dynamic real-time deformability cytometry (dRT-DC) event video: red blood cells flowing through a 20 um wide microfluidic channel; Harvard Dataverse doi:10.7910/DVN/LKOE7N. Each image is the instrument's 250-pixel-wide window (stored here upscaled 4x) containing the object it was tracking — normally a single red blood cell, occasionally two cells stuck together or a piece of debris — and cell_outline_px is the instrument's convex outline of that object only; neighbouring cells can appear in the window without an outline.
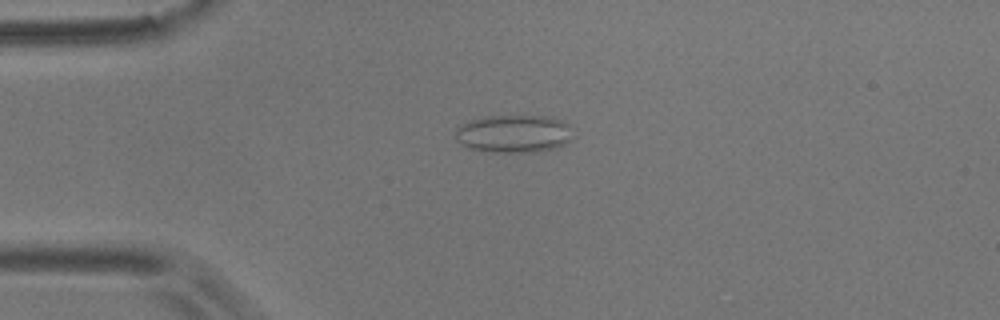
{"species": "common noctule bat (a hibernating species)", "species_latin": "Nyctalus noctula", "temperature_condition": "room temperature", "stored_images_in_passage": 6, "camera_frame_rate_fps": 3000, "um_per_image_px": 0.085, "animal": {"sex": "male", "body_mass_g": 17.9}, "frame": {"image": 1, "passage_image": 3, "time_ms": 2.333, "image_size_px": [1000, 320], "cell_outline_px": [[572, 140], [556, 148], [532, 152], [488, 152], [472, 148], [456, 140], [456, 128], [468, 120], [484, 116], [548, 116], [564, 120], [568, 124], [572, 136]], "centroid_in_image_um": [43.69, 11.35], "position_along_channel_um": 41.3, "area_um2": 26.01}}
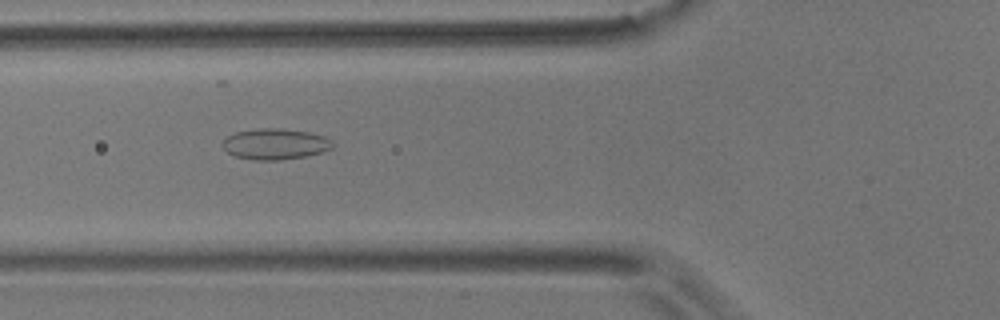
{"frame": {"image": 2, "passage_image": 5, "time_ms": 4.667, "image_size_px": [1000, 320], "cell_outline_px": [[332, 148], [320, 152], [304, 156], [280, 160], [252, 160], [232, 156], [220, 144], [228, 136], [236, 132], [260, 128], [280, 128], [308, 132], [324, 136], [332, 140]], "centroid_in_image_um": [23.35, 12.24], "position_along_channel_um": 102.5, "area_um2": 19.77}}
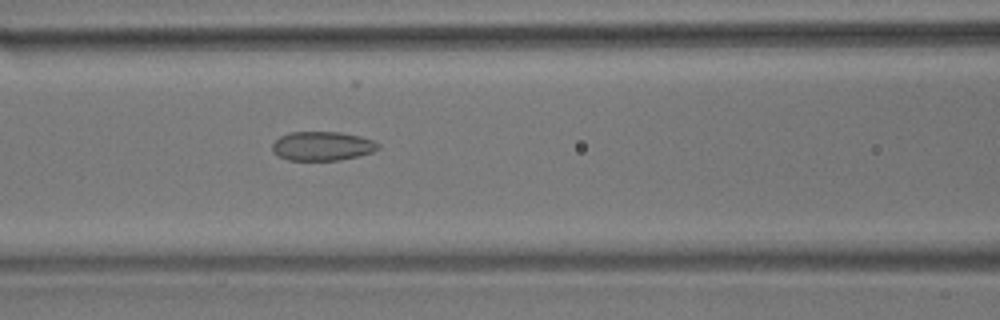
{"frame": {"image": 3, "passage_image": 6, "time_ms": 5.667, "image_size_px": [1000, 320], "cell_outline_px": [[380, 148], [372, 152], [360, 156], [340, 160], [288, 160], [276, 156], [272, 152], [272, 144], [280, 136], [288, 132], [340, 132], [360, 136], [372, 140], [380, 144]], "centroid_in_image_um": [27.38, 12.42], "position_along_channel_um": 139.2, "area_um2": 18.15}}